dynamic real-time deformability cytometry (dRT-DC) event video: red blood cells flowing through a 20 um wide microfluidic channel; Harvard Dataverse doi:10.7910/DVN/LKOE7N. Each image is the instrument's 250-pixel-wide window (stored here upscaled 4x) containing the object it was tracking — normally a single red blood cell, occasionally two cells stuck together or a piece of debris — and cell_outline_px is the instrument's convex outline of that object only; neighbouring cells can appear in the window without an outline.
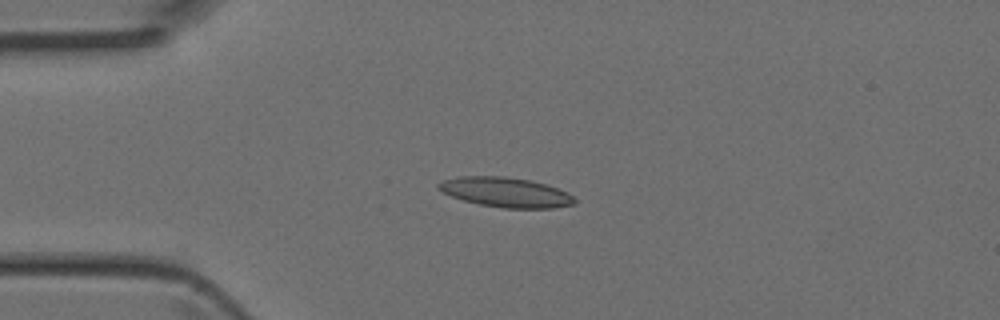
{"species": "Egyptian fruit bat (a non-hibernating species)", "species_latin": "Rousettus aegyptiacus", "temperature_condition": "room temperature", "stored_images_in_passage": 4, "camera_frame_rate_fps": 3000, "um_per_image_px": 0.085, "animal": {"sex": "female"}, "frame": {"image": 1, "passage_image": 3, "time_ms": 0.667, "image_size_px": [1000, 320], "cell_outline_px": [[576, 204], [552, 208], [504, 208], [480, 204], [464, 200], [440, 192], [436, 188], [436, 184], [444, 180], [456, 176], [504, 176], [528, 180], [544, 184], [568, 192], [576, 200]], "centroid_in_image_um": [42.95, 16.34], "position_along_channel_um": 42.1, "area_um2": 23.58}}
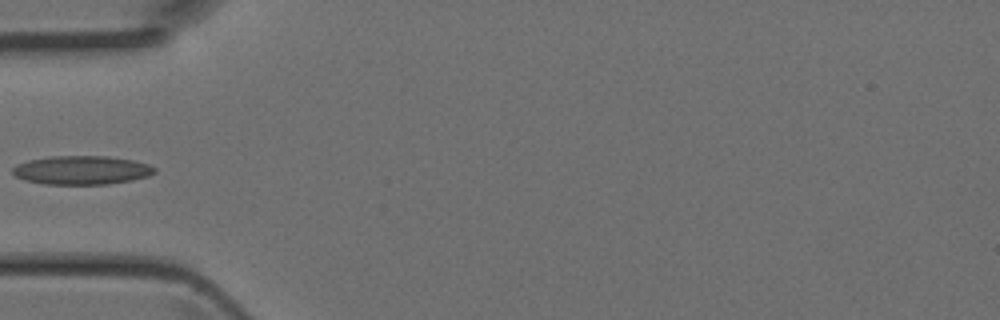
{"frame": {"image": 2, "passage_image": 4, "time_ms": 1.0, "image_size_px": [1000, 320], "cell_outline_px": [[156, 172], [148, 176], [132, 180], [108, 184], [44, 184], [24, 180], [16, 176], [12, 172], [12, 168], [16, 164], [28, 160], [52, 156], [108, 156], [132, 160], [148, 164], [156, 168]], "centroid_in_image_um": [6.93, 14.46], "position_along_channel_um": 78.1, "area_um2": 23.81}}